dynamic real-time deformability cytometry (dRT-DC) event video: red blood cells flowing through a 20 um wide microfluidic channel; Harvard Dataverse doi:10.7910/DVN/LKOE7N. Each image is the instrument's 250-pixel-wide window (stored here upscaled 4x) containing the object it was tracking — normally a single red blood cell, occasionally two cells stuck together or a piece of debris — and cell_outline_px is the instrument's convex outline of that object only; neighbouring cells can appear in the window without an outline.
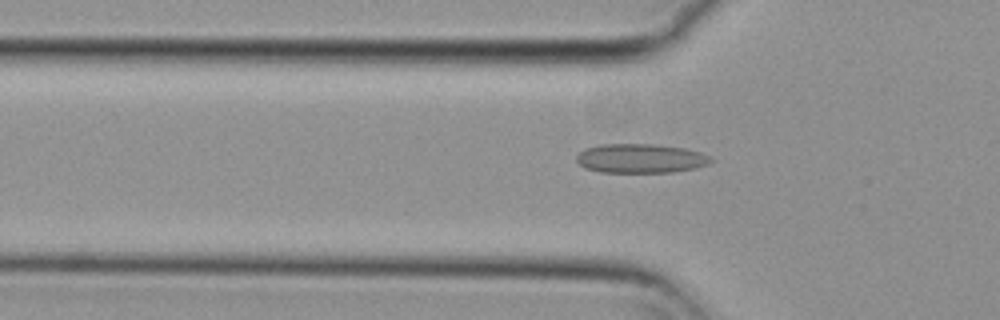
{"species": "common noctule bat (a hibernating species)", "species_latin": "Nyctalus noctula", "temperature_condition": "cold", "stored_images_in_passage": 46, "camera_frame_rate_fps": 3000, "um_per_image_px": 0.085, "animal": {"sex": "female", "body_mass_g": 29.2, "forearm_length_mm": 56.3}, "frame": {"image": 1, "passage_image": 14, "time_ms": 4.333, "image_size_px": [1000, 320], "cell_outline_px": [[712, 160], [708, 164], [696, 168], [672, 172], [600, 172], [584, 168], [576, 160], [576, 156], [584, 148], [600, 144], [652, 144], [684, 148], [700, 152], [708, 156]], "centroid_in_image_um": [54.41, 13.46], "position_along_channel_um": 71.4, "area_um2": 22.83}}
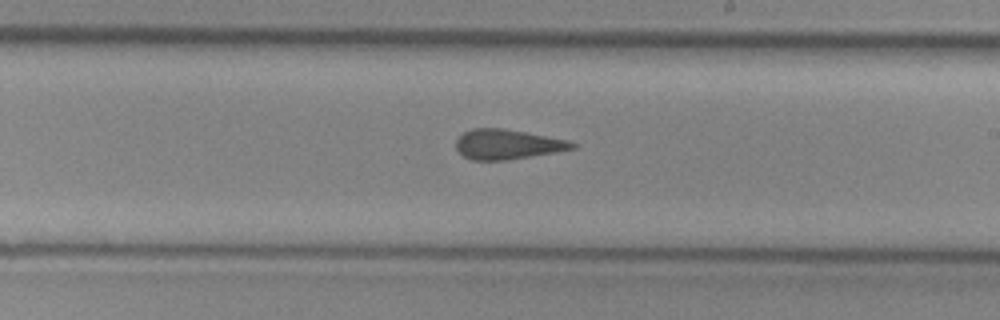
{"frame": {"image": 2, "passage_image": 28, "time_ms": 9.0, "image_size_px": [1000, 320], "cell_outline_px": [[576, 148], [508, 160], [472, 160], [464, 156], [456, 148], [456, 140], [464, 132], [472, 128], [500, 128], [524, 132], [568, 140], [576, 144]], "centroid_in_image_um": [43.1, 12.27], "position_along_channel_um": 245.9, "area_um2": 19.94}}
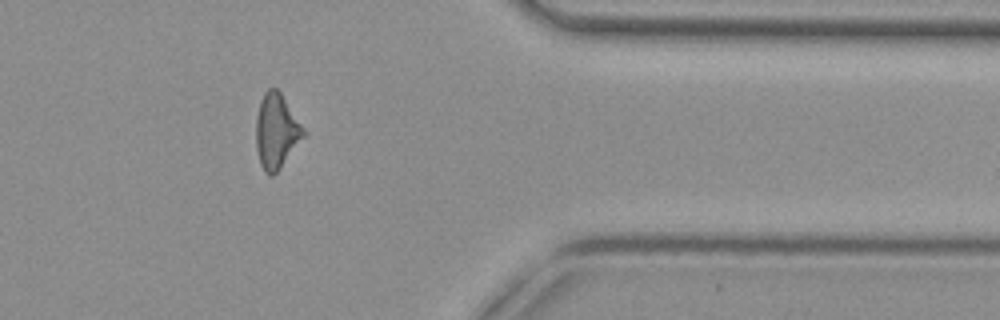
{"frame": {"image": 3, "passage_image": 41, "time_ms": 13.333, "image_size_px": [1000, 320], "cell_outline_px": [[308, 132], [280, 168], [272, 176], [268, 176], [264, 172], [260, 164], [256, 148], [256, 116], [260, 100], [264, 92], [268, 88], [276, 88], [280, 92]], "centroid_in_image_um": [23.5, 11.15], "position_along_channel_um": 387.9, "area_um2": 20.92}, "authors_computed_cell_mechanics": {"area_um2": 21.2415, "velocity_mm_per_s": 3.7297, "shape_relaxation_time_tau1_ms": null, "shape_relaxation_time_tau2_ms": 2.1898, "deformation_change_tau1": null, "deformation_change_tau2": 0.1131}}